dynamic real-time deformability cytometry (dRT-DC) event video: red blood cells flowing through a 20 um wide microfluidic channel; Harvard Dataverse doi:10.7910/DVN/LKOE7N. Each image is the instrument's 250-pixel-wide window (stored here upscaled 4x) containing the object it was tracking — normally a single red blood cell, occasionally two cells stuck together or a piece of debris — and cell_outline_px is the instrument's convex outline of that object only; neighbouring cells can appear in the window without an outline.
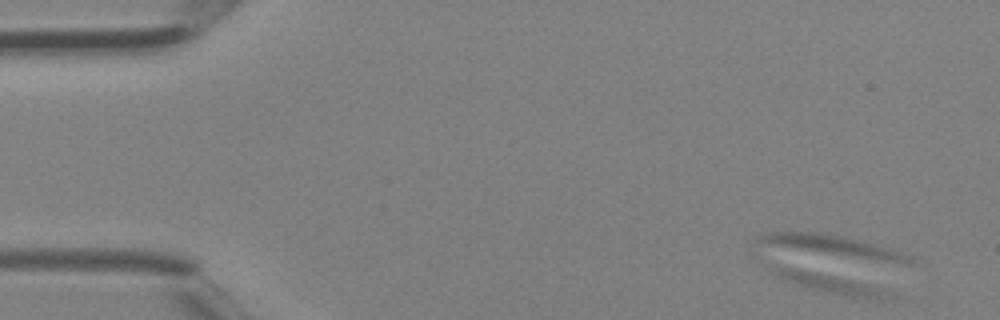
{"species": "Egyptian fruit bat (a non-hibernating species)", "species_latin": "Rousettus aegyptiacus", "temperature_condition": "room temperature", "stored_images_in_passage": 44, "segment_of_instrument_passage": [1, 2], "camera_frame_rate_fps": 3000, "um_per_image_px": 0.085, "animal": {"sex": "female"}, "frame": {"image": 1, "passage_image": 1, "time_ms": 0.0, "image_size_px": [1000, 320], "cell_outline_px": [[896, 296], [892, 300], [876, 300], [848, 296], [812, 288], [796, 284], [780, 276], [768, 268], [768, 264], [776, 264], [848, 280], [880, 288]], "centroid_in_image_um": [70.62, 24.11], "position_along_channel_um": 14.4, "area_um2": 12.37}}